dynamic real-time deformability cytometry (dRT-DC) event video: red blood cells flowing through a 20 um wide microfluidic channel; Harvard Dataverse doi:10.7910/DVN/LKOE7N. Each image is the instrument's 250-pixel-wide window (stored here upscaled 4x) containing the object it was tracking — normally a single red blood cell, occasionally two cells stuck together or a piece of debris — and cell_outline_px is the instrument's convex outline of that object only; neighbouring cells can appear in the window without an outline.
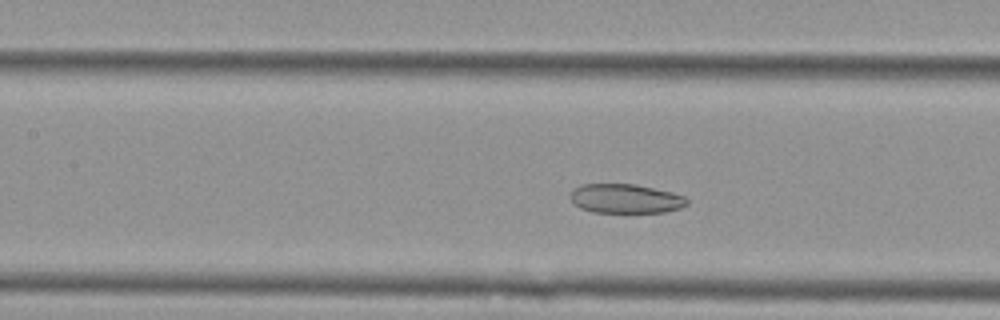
{"species": "Egyptian fruit bat (a non-hibernating species)", "species_latin": "Rousettus aegyptiacus", "temperature_condition": "cold", "stored_images_in_passage": 47, "camera_frame_rate_fps": 3000, "um_per_image_px": 0.085, "animal": {"sex": "female"}, "frame": {"image": 1, "passage_image": 16, "time_ms": 5.0, "image_size_px": [1000, 320], "cell_outline_px": [[688, 204], [680, 208], [664, 212], [592, 212], [580, 208], [572, 200], [572, 188], [580, 184], [636, 184], [672, 192], [684, 196], [688, 200]], "centroid_in_image_um": [53.18, 16.87], "position_along_channel_um": 154.2, "area_um2": 19.83}}
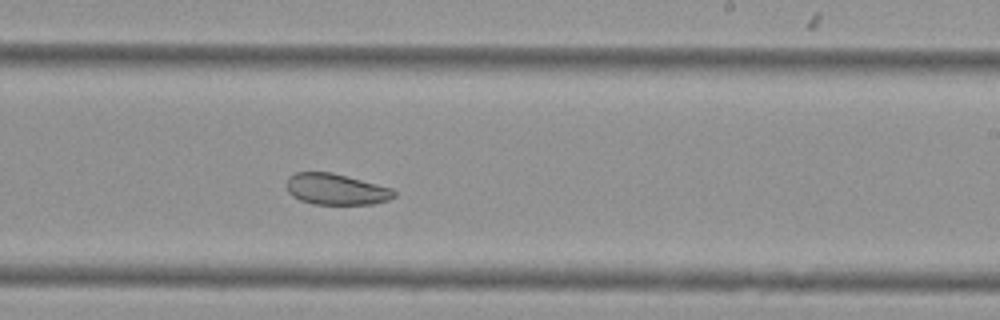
{"frame": {"image": 2, "passage_image": 25, "time_ms": 8.0, "image_size_px": [1000, 320], "cell_outline_px": [[396, 196], [388, 200], [372, 204], [312, 204], [300, 200], [292, 196], [288, 192], [288, 176], [296, 172], [332, 172], [392, 188], [396, 192]], "centroid_in_image_um": [28.57, 16.09], "position_along_channel_um": 260.4, "area_um2": 19.48}}
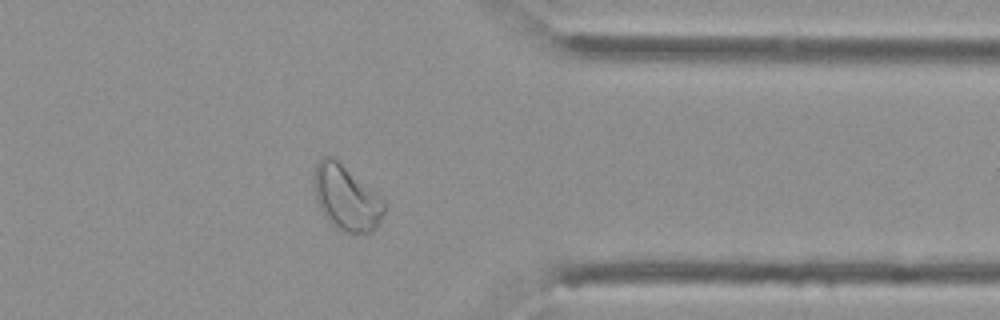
{"frame": {"image": 3, "passage_image": 36, "time_ms": 11.667, "image_size_px": [1000, 320], "cell_outline_px": [[384, 212], [376, 228], [372, 232], [348, 232], [332, 224], [328, 220], [320, 208], [316, 200], [312, 176], [316, 164], [324, 156], [332, 156], [384, 200]], "centroid_in_image_um": [29.4, 16.8], "position_along_channel_um": 382.0, "area_um2": 26.01}, "authors_computed_cell_mechanics": {"area_um2": 23.987, "velocity_mm_per_s": 3.5652, "shape_relaxation_time_tau1_ms": null, "shape_relaxation_time_tau2_ms": 3.2696, "deformation_change_tau1": null, "deformation_change_tau2": 0.0743}}